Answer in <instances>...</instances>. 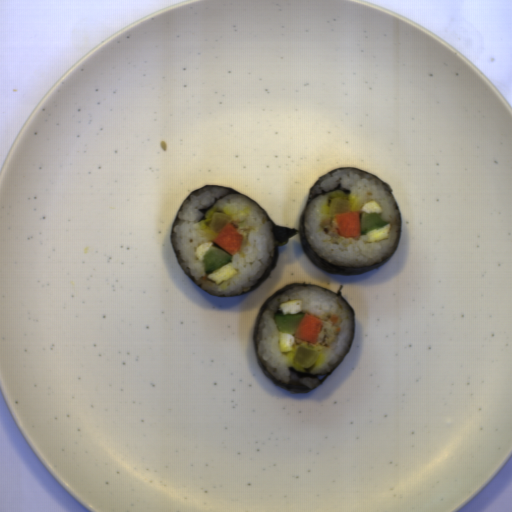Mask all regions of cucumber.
I'll use <instances>...</instances> for the list:
<instances>
[{
	"instance_id": "cucumber-1",
	"label": "cucumber",
	"mask_w": 512,
	"mask_h": 512,
	"mask_svg": "<svg viewBox=\"0 0 512 512\" xmlns=\"http://www.w3.org/2000/svg\"><path fill=\"white\" fill-rule=\"evenodd\" d=\"M233 254L228 253L219 246L213 245L209 250L202 256V262L204 264L205 274H209L215 270H218L228 263H230Z\"/></svg>"
},
{
	"instance_id": "cucumber-2",
	"label": "cucumber",
	"mask_w": 512,
	"mask_h": 512,
	"mask_svg": "<svg viewBox=\"0 0 512 512\" xmlns=\"http://www.w3.org/2000/svg\"><path fill=\"white\" fill-rule=\"evenodd\" d=\"M303 313L283 315L282 311L274 314L273 320L276 324L278 332L284 334H295L298 330Z\"/></svg>"
},
{
	"instance_id": "cucumber-3",
	"label": "cucumber",
	"mask_w": 512,
	"mask_h": 512,
	"mask_svg": "<svg viewBox=\"0 0 512 512\" xmlns=\"http://www.w3.org/2000/svg\"><path fill=\"white\" fill-rule=\"evenodd\" d=\"M389 223L384 221L381 214L377 212L366 213L361 211L359 213L360 235H367L368 232L382 228Z\"/></svg>"
}]
</instances>
